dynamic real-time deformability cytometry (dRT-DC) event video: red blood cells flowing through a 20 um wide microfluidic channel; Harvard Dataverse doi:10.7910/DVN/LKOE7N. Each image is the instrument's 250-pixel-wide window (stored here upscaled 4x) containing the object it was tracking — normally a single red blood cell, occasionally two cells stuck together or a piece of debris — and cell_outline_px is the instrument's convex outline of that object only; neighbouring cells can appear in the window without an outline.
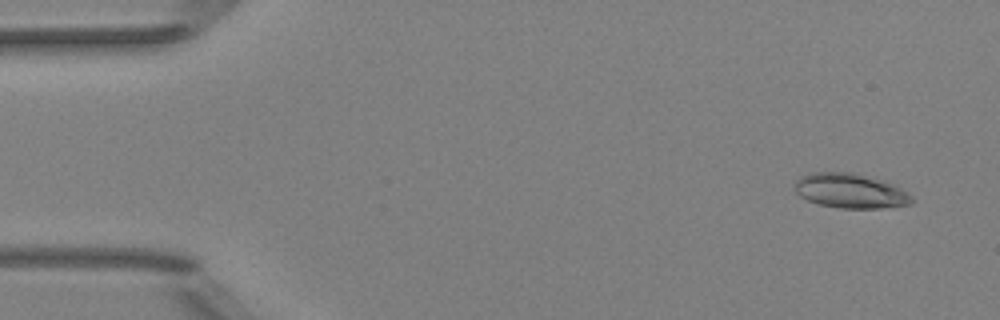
{"species": "Egyptian fruit bat (a non-hibernating species)", "species_latin": "Rousettus aegyptiacus", "temperature_condition": "room temperature", "stored_images_in_passage": 4, "camera_frame_rate_fps": 3000, "um_per_image_px": 0.085, "animal": {"sex": "female"}, "frame": {"image": 1, "passage_image": 1, "time_ms": 0.0, "image_size_px": [1000, 320], "cell_outline_px": [[916, 200], [912, 204], [892, 208], [840, 208], [820, 204], [808, 200], [800, 196], [792, 188], [796, 180], [800, 176], [812, 172], [856, 172], [888, 180], [896, 184], [912, 196]], "centroid_in_image_um": [72.35, 16.21], "position_along_channel_um": 12.6, "area_um2": 24.45}}